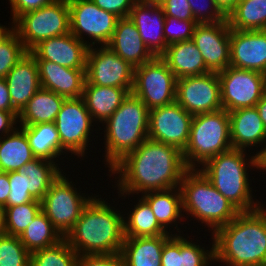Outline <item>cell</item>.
<instances>
[{"label":"cell","instance_id":"obj_1","mask_svg":"<svg viewBox=\"0 0 266 266\" xmlns=\"http://www.w3.org/2000/svg\"><path fill=\"white\" fill-rule=\"evenodd\" d=\"M188 170L181 150L147 138L119 161L107 176L114 177L116 181L112 187L114 191L117 188L118 199L124 200L131 194L139 196L149 191L179 187Z\"/></svg>","mask_w":266,"mask_h":266},{"label":"cell","instance_id":"obj_2","mask_svg":"<svg viewBox=\"0 0 266 266\" xmlns=\"http://www.w3.org/2000/svg\"><path fill=\"white\" fill-rule=\"evenodd\" d=\"M97 194L64 237L78 256L120 254L122 251L125 238L122 205L117 209V205H111L107 198L102 199L103 196Z\"/></svg>","mask_w":266,"mask_h":266},{"label":"cell","instance_id":"obj_3","mask_svg":"<svg viewBox=\"0 0 266 266\" xmlns=\"http://www.w3.org/2000/svg\"><path fill=\"white\" fill-rule=\"evenodd\" d=\"M265 204L253 211L240 212L210 235L214 240L215 264L249 266L266 263Z\"/></svg>","mask_w":266,"mask_h":266},{"label":"cell","instance_id":"obj_4","mask_svg":"<svg viewBox=\"0 0 266 266\" xmlns=\"http://www.w3.org/2000/svg\"><path fill=\"white\" fill-rule=\"evenodd\" d=\"M247 152L232 148L210 158L198 168L240 212L253 211L263 205V202L253 196L254 189L252 190V186H250L252 180L248 173L249 170L255 171L257 168L256 154L254 153L251 156V153Z\"/></svg>","mask_w":266,"mask_h":266},{"label":"cell","instance_id":"obj_5","mask_svg":"<svg viewBox=\"0 0 266 266\" xmlns=\"http://www.w3.org/2000/svg\"><path fill=\"white\" fill-rule=\"evenodd\" d=\"M149 109L132 93L103 124L104 166L110 171L148 138ZM106 149V150H105Z\"/></svg>","mask_w":266,"mask_h":266},{"label":"cell","instance_id":"obj_6","mask_svg":"<svg viewBox=\"0 0 266 266\" xmlns=\"http://www.w3.org/2000/svg\"><path fill=\"white\" fill-rule=\"evenodd\" d=\"M183 214L192 217L210 233L230 223L240 211L199 171L189 169L180 183ZM204 224V225H203ZM207 226V227H206Z\"/></svg>","mask_w":266,"mask_h":266},{"label":"cell","instance_id":"obj_7","mask_svg":"<svg viewBox=\"0 0 266 266\" xmlns=\"http://www.w3.org/2000/svg\"><path fill=\"white\" fill-rule=\"evenodd\" d=\"M232 148L228 111L193 115L189 141L183 151L189 169H198L210 158Z\"/></svg>","mask_w":266,"mask_h":266},{"label":"cell","instance_id":"obj_8","mask_svg":"<svg viewBox=\"0 0 266 266\" xmlns=\"http://www.w3.org/2000/svg\"><path fill=\"white\" fill-rule=\"evenodd\" d=\"M64 172L51 184L41 201L42 211L63 237L73 228L85 206L96 195L85 191L82 193L81 188H76L72 177L68 178L71 174Z\"/></svg>","mask_w":266,"mask_h":266},{"label":"cell","instance_id":"obj_9","mask_svg":"<svg viewBox=\"0 0 266 266\" xmlns=\"http://www.w3.org/2000/svg\"><path fill=\"white\" fill-rule=\"evenodd\" d=\"M13 30L19 35L28 52L43 40L68 34V0H55L37 10L24 13L13 23Z\"/></svg>","mask_w":266,"mask_h":266},{"label":"cell","instance_id":"obj_10","mask_svg":"<svg viewBox=\"0 0 266 266\" xmlns=\"http://www.w3.org/2000/svg\"><path fill=\"white\" fill-rule=\"evenodd\" d=\"M54 123L61 146L74 158L80 157V161L87 158L89 145L93 146V142L89 143L93 141V132L96 131L98 134V131L103 130L101 126L94 129L96 123L92 120L82 98L65 99Z\"/></svg>","mask_w":266,"mask_h":266},{"label":"cell","instance_id":"obj_11","mask_svg":"<svg viewBox=\"0 0 266 266\" xmlns=\"http://www.w3.org/2000/svg\"><path fill=\"white\" fill-rule=\"evenodd\" d=\"M176 87V76L160 56L134 68L131 93L139 98L149 110L176 101Z\"/></svg>","mask_w":266,"mask_h":266},{"label":"cell","instance_id":"obj_12","mask_svg":"<svg viewBox=\"0 0 266 266\" xmlns=\"http://www.w3.org/2000/svg\"><path fill=\"white\" fill-rule=\"evenodd\" d=\"M68 5L70 32L77 39L88 47L109 43L119 19L117 16L99 8L91 0H68Z\"/></svg>","mask_w":266,"mask_h":266},{"label":"cell","instance_id":"obj_13","mask_svg":"<svg viewBox=\"0 0 266 266\" xmlns=\"http://www.w3.org/2000/svg\"><path fill=\"white\" fill-rule=\"evenodd\" d=\"M218 76L221 104L228 112L255 107L266 93V75L263 73L228 66Z\"/></svg>","mask_w":266,"mask_h":266},{"label":"cell","instance_id":"obj_14","mask_svg":"<svg viewBox=\"0 0 266 266\" xmlns=\"http://www.w3.org/2000/svg\"><path fill=\"white\" fill-rule=\"evenodd\" d=\"M86 81L98 86L127 88L131 92L134 83V67L107 45L89 47Z\"/></svg>","mask_w":266,"mask_h":266},{"label":"cell","instance_id":"obj_15","mask_svg":"<svg viewBox=\"0 0 266 266\" xmlns=\"http://www.w3.org/2000/svg\"><path fill=\"white\" fill-rule=\"evenodd\" d=\"M176 102L192 115L223 109L218 73L177 79Z\"/></svg>","mask_w":266,"mask_h":266},{"label":"cell","instance_id":"obj_16","mask_svg":"<svg viewBox=\"0 0 266 266\" xmlns=\"http://www.w3.org/2000/svg\"><path fill=\"white\" fill-rule=\"evenodd\" d=\"M193 115L186 112L176 101L149 110L148 138L172 145L182 152L190 136Z\"/></svg>","mask_w":266,"mask_h":266},{"label":"cell","instance_id":"obj_17","mask_svg":"<svg viewBox=\"0 0 266 266\" xmlns=\"http://www.w3.org/2000/svg\"><path fill=\"white\" fill-rule=\"evenodd\" d=\"M230 31L227 19L195 26L192 40L210 72L219 73L230 66Z\"/></svg>","mask_w":266,"mask_h":266},{"label":"cell","instance_id":"obj_18","mask_svg":"<svg viewBox=\"0 0 266 266\" xmlns=\"http://www.w3.org/2000/svg\"><path fill=\"white\" fill-rule=\"evenodd\" d=\"M230 66L266 75V30L231 29Z\"/></svg>","mask_w":266,"mask_h":266},{"label":"cell","instance_id":"obj_19","mask_svg":"<svg viewBox=\"0 0 266 266\" xmlns=\"http://www.w3.org/2000/svg\"><path fill=\"white\" fill-rule=\"evenodd\" d=\"M89 47L71 32L41 41L30 53L36 61H51L71 69H86Z\"/></svg>","mask_w":266,"mask_h":266},{"label":"cell","instance_id":"obj_20","mask_svg":"<svg viewBox=\"0 0 266 266\" xmlns=\"http://www.w3.org/2000/svg\"><path fill=\"white\" fill-rule=\"evenodd\" d=\"M232 147L255 154L266 144V129L256 107L240 108L229 112ZM259 144V145H258Z\"/></svg>","mask_w":266,"mask_h":266},{"label":"cell","instance_id":"obj_21","mask_svg":"<svg viewBox=\"0 0 266 266\" xmlns=\"http://www.w3.org/2000/svg\"><path fill=\"white\" fill-rule=\"evenodd\" d=\"M129 18L150 52L155 57L161 56L168 45L164 37L165 15L160 4H134Z\"/></svg>","mask_w":266,"mask_h":266},{"label":"cell","instance_id":"obj_22","mask_svg":"<svg viewBox=\"0 0 266 266\" xmlns=\"http://www.w3.org/2000/svg\"><path fill=\"white\" fill-rule=\"evenodd\" d=\"M41 88L69 98H81L86 81V69H71L51 61H36Z\"/></svg>","mask_w":266,"mask_h":266},{"label":"cell","instance_id":"obj_23","mask_svg":"<svg viewBox=\"0 0 266 266\" xmlns=\"http://www.w3.org/2000/svg\"><path fill=\"white\" fill-rule=\"evenodd\" d=\"M5 80L12 105L20 113L41 88L39 69L35 57L27 52L8 72Z\"/></svg>","mask_w":266,"mask_h":266},{"label":"cell","instance_id":"obj_24","mask_svg":"<svg viewBox=\"0 0 266 266\" xmlns=\"http://www.w3.org/2000/svg\"><path fill=\"white\" fill-rule=\"evenodd\" d=\"M107 46L134 68L155 57L144 44L137 27L129 17L117 20L114 34Z\"/></svg>","mask_w":266,"mask_h":266},{"label":"cell","instance_id":"obj_25","mask_svg":"<svg viewBox=\"0 0 266 266\" xmlns=\"http://www.w3.org/2000/svg\"><path fill=\"white\" fill-rule=\"evenodd\" d=\"M140 196L149 204L159 225L167 233L171 235H179L182 232V234H184L181 228H179L180 226H178L182 224V220L184 221L185 219V216L182 213V195L179 187L149 191ZM170 227H174L172 231L170 230Z\"/></svg>","mask_w":266,"mask_h":266},{"label":"cell","instance_id":"obj_26","mask_svg":"<svg viewBox=\"0 0 266 266\" xmlns=\"http://www.w3.org/2000/svg\"><path fill=\"white\" fill-rule=\"evenodd\" d=\"M131 93L127 88L98 86L85 81L82 99L97 126L103 124ZM99 124V125H98Z\"/></svg>","mask_w":266,"mask_h":266},{"label":"cell","instance_id":"obj_27","mask_svg":"<svg viewBox=\"0 0 266 266\" xmlns=\"http://www.w3.org/2000/svg\"><path fill=\"white\" fill-rule=\"evenodd\" d=\"M160 57L166 62L177 79L204 75L210 72L192 39L167 46L166 51Z\"/></svg>","mask_w":266,"mask_h":266},{"label":"cell","instance_id":"obj_28","mask_svg":"<svg viewBox=\"0 0 266 266\" xmlns=\"http://www.w3.org/2000/svg\"><path fill=\"white\" fill-rule=\"evenodd\" d=\"M19 127L25 132L30 148L36 158L46 159L56 163L58 162L60 167H63L61 165H65V163L62 164L64 158L68 159L69 157L68 161H70L71 156L61 146L59 134L54 122ZM60 160L61 164L59 162Z\"/></svg>","mask_w":266,"mask_h":266},{"label":"cell","instance_id":"obj_29","mask_svg":"<svg viewBox=\"0 0 266 266\" xmlns=\"http://www.w3.org/2000/svg\"><path fill=\"white\" fill-rule=\"evenodd\" d=\"M165 234L155 237H125L121 256L125 266H161L164 243L171 237Z\"/></svg>","mask_w":266,"mask_h":266},{"label":"cell","instance_id":"obj_30","mask_svg":"<svg viewBox=\"0 0 266 266\" xmlns=\"http://www.w3.org/2000/svg\"><path fill=\"white\" fill-rule=\"evenodd\" d=\"M65 97L40 88L18 115L19 126L55 122Z\"/></svg>","mask_w":266,"mask_h":266},{"label":"cell","instance_id":"obj_31","mask_svg":"<svg viewBox=\"0 0 266 266\" xmlns=\"http://www.w3.org/2000/svg\"><path fill=\"white\" fill-rule=\"evenodd\" d=\"M135 205L123 210L124 237H155L167 233L158 223L149 204L139 195ZM129 212H125L128 211ZM127 214V216H126Z\"/></svg>","mask_w":266,"mask_h":266},{"label":"cell","instance_id":"obj_32","mask_svg":"<svg viewBox=\"0 0 266 266\" xmlns=\"http://www.w3.org/2000/svg\"><path fill=\"white\" fill-rule=\"evenodd\" d=\"M35 158L28 138L19 126L0 137V171L9 173L20 170Z\"/></svg>","mask_w":266,"mask_h":266},{"label":"cell","instance_id":"obj_33","mask_svg":"<svg viewBox=\"0 0 266 266\" xmlns=\"http://www.w3.org/2000/svg\"><path fill=\"white\" fill-rule=\"evenodd\" d=\"M25 174L26 190L34 200L42 201L51 184L61 175L65 167L46 159L35 158L21 169Z\"/></svg>","mask_w":266,"mask_h":266},{"label":"cell","instance_id":"obj_34","mask_svg":"<svg viewBox=\"0 0 266 266\" xmlns=\"http://www.w3.org/2000/svg\"><path fill=\"white\" fill-rule=\"evenodd\" d=\"M226 19L234 30H266V0H239Z\"/></svg>","mask_w":266,"mask_h":266},{"label":"cell","instance_id":"obj_35","mask_svg":"<svg viewBox=\"0 0 266 266\" xmlns=\"http://www.w3.org/2000/svg\"><path fill=\"white\" fill-rule=\"evenodd\" d=\"M19 239L25 248L30 253H33L34 251L56 245L64 237L41 210L33 219V222L19 236Z\"/></svg>","mask_w":266,"mask_h":266},{"label":"cell","instance_id":"obj_36","mask_svg":"<svg viewBox=\"0 0 266 266\" xmlns=\"http://www.w3.org/2000/svg\"><path fill=\"white\" fill-rule=\"evenodd\" d=\"M186 237L185 234H179V262L178 266H211L214 265V240L212 236V244L210 247L204 244H199L200 240L194 237ZM199 242V243H198ZM209 248V249H208ZM211 264V265H210Z\"/></svg>","mask_w":266,"mask_h":266},{"label":"cell","instance_id":"obj_37","mask_svg":"<svg viewBox=\"0 0 266 266\" xmlns=\"http://www.w3.org/2000/svg\"><path fill=\"white\" fill-rule=\"evenodd\" d=\"M78 254L63 239L56 245L30 254V266H77Z\"/></svg>","mask_w":266,"mask_h":266},{"label":"cell","instance_id":"obj_38","mask_svg":"<svg viewBox=\"0 0 266 266\" xmlns=\"http://www.w3.org/2000/svg\"><path fill=\"white\" fill-rule=\"evenodd\" d=\"M4 209L6 234L19 237L42 210V206L40 201L34 200L21 205L4 207Z\"/></svg>","mask_w":266,"mask_h":266},{"label":"cell","instance_id":"obj_39","mask_svg":"<svg viewBox=\"0 0 266 266\" xmlns=\"http://www.w3.org/2000/svg\"><path fill=\"white\" fill-rule=\"evenodd\" d=\"M30 252L17 236H0V266H30Z\"/></svg>","mask_w":266,"mask_h":266},{"label":"cell","instance_id":"obj_40","mask_svg":"<svg viewBox=\"0 0 266 266\" xmlns=\"http://www.w3.org/2000/svg\"><path fill=\"white\" fill-rule=\"evenodd\" d=\"M27 52L19 35L12 30L0 42V78H5Z\"/></svg>","mask_w":266,"mask_h":266},{"label":"cell","instance_id":"obj_41","mask_svg":"<svg viewBox=\"0 0 266 266\" xmlns=\"http://www.w3.org/2000/svg\"><path fill=\"white\" fill-rule=\"evenodd\" d=\"M197 24L195 20H180L165 16L164 37L166 44L169 46L174 43L191 40Z\"/></svg>","mask_w":266,"mask_h":266},{"label":"cell","instance_id":"obj_42","mask_svg":"<svg viewBox=\"0 0 266 266\" xmlns=\"http://www.w3.org/2000/svg\"><path fill=\"white\" fill-rule=\"evenodd\" d=\"M188 2L198 24L218 23L226 20V16L217 7L215 0H188Z\"/></svg>","mask_w":266,"mask_h":266},{"label":"cell","instance_id":"obj_43","mask_svg":"<svg viewBox=\"0 0 266 266\" xmlns=\"http://www.w3.org/2000/svg\"><path fill=\"white\" fill-rule=\"evenodd\" d=\"M24 175L25 174L21 170L8 173L11 190L10 194L8 195L7 204L5 207L21 205L34 201V199L29 194V190H26Z\"/></svg>","mask_w":266,"mask_h":266},{"label":"cell","instance_id":"obj_44","mask_svg":"<svg viewBox=\"0 0 266 266\" xmlns=\"http://www.w3.org/2000/svg\"><path fill=\"white\" fill-rule=\"evenodd\" d=\"M164 15L180 20H195L188 0H164L160 3Z\"/></svg>","mask_w":266,"mask_h":266},{"label":"cell","instance_id":"obj_45","mask_svg":"<svg viewBox=\"0 0 266 266\" xmlns=\"http://www.w3.org/2000/svg\"><path fill=\"white\" fill-rule=\"evenodd\" d=\"M77 266H125L121 254L80 255Z\"/></svg>","mask_w":266,"mask_h":266},{"label":"cell","instance_id":"obj_46","mask_svg":"<svg viewBox=\"0 0 266 266\" xmlns=\"http://www.w3.org/2000/svg\"><path fill=\"white\" fill-rule=\"evenodd\" d=\"M10 6V15L13 24L24 13L37 10L45 5L51 4L55 0H8Z\"/></svg>","mask_w":266,"mask_h":266},{"label":"cell","instance_id":"obj_47","mask_svg":"<svg viewBox=\"0 0 266 266\" xmlns=\"http://www.w3.org/2000/svg\"><path fill=\"white\" fill-rule=\"evenodd\" d=\"M99 8L113 13L120 18L129 17L130 11L134 6L132 0H91Z\"/></svg>","mask_w":266,"mask_h":266},{"label":"cell","instance_id":"obj_48","mask_svg":"<svg viewBox=\"0 0 266 266\" xmlns=\"http://www.w3.org/2000/svg\"><path fill=\"white\" fill-rule=\"evenodd\" d=\"M179 235H172L162 248L161 266H178Z\"/></svg>","mask_w":266,"mask_h":266},{"label":"cell","instance_id":"obj_49","mask_svg":"<svg viewBox=\"0 0 266 266\" xmlns=\"http://www.w3.org/2000/svg\"><path fill=\"white\" fill-rule=\"evenodd\" d=\"M19 112L0 110V137L13 132L18 127Z\"/></svg>","mask_w":266,"mask_h":266},{"label":"cell","instance_id":"obj_50","mask_svg":"<svg viewBox=\"0 0 266 266\" xmlns=\"http://www.w3.org/2000/svg\"><path fill=\"white\" fill-rule=\"evenodd\" d=\"M0 110L6 112H18L12 105L5 78H0Z\"/></svg>","mask_w":266,"mask_h":266},{"label":"cell","instance_id":"obj_51","mask_svg":"<svg viewBox=\"0 0 266 266\" xmlns=\"http://www.w3.org/2000/svg\"><path fill=\"white\" fill-rule=\"evenodd\" d=\"M10 190L11 187L8 179V173L0 171V206H6Z\"/></svg>","mask_w":266,"mask_h":266},{"label":"cell","instance_id":"obj_52","mask_svg":"<svg viewBox=\"0 0 266 266\" xmlns=\"http://www.w3.org/2000/svg\"><path fill=\"white\" fill-rule=\"evenodd\" d=\"M239 0H215L217 7L227 17Z\"/></svg>","mask_w":266,"mask_h":266},{"label":"cell","instance_id":"obj_53","mask_svg":"<svg viewBox=\"0 0 266 266\" xmlns=\"http://www.w3.org/2000/svg\"><path fill=\"white\" fill-rule=\"evenodd\" d=\"M256 167H257L256 171H258V172H262V171L264 172L265 171L266 172V144L256 154Z\"/></svg>","mask_w":266,"mask_h":266},{"label":"cell","instance_id":"obj_54","mask_svg":"<svg viewBox=\"0 0 266 266\" xmlns=\"http://www.w3.org/2000/svg\"><path fill=\"white\" fill-rule=\"evenodd\" d=\"M259 112L260 118L266 129V93L262 96L260 101L255 106Z\"/></svg>","mask_w":266,"mask_h":266},{"label":"cell","instance_id":"obj_55","mask_svg":"<svg viewBox=\"0 0 266 266\" xmlns=\"http://www.w3.org/2000/svg\"><path fill=\"white\" fill-rule=\"evenodd\" d=\"M9 25L6 26L0 23V42L13 30V24Z\"/></svg>","mask_w":266,"mask_h":266},{"label":"cell","instance_id":"obj_56","mask_svg":"<svg viewBox=\"0 0 266 266\" xmlns=\"http://www.w3.org/2000/svg\"><path fill=\"white\" fill-rule=\"evenodd\" d=\"M6 234L5 232V209L0 206V236Z\"/></svg>","mask_w":266,"mask_h":266},{"label":"cell","instance_id":"obj_57","mask_svg":"<svg viewBox=\"0 0 266 266\" xmlns=\"http://www.w3.org/2000/svg\"><path fill=\"white\" fill-rule=\"evenodd\" d=\"M134 4L153 3V0H132Z\"/></svg>","mask_w":266,"mask_h":266},{"label":"cell","instance_id":"obj_58","mask_svg":"<svg viewBox=\"0 0 266 266\" xmlns=\"http://www.w3.org/2000/svg\"><path fill=\"white\" fill-rule=\"evenodd\" d=\"M164 0H153V3L155 4H160L161 2H163Z\"/></svg>","mask_w":266,"mask_h":266},{"label":"cell","instance_id":"obj_59","mask_svg":"<svg viewBox=\"0 0 266 266\" xmlns=\"http://www.w3.org/2000/svg\"><path fill=\"white\" fill-rule=\"evenodd\" d=\"M249 266H266V263H262V264H254V265H249Z\"/></svg>","mask_w":266,"mask_h":266}]
</instances>
